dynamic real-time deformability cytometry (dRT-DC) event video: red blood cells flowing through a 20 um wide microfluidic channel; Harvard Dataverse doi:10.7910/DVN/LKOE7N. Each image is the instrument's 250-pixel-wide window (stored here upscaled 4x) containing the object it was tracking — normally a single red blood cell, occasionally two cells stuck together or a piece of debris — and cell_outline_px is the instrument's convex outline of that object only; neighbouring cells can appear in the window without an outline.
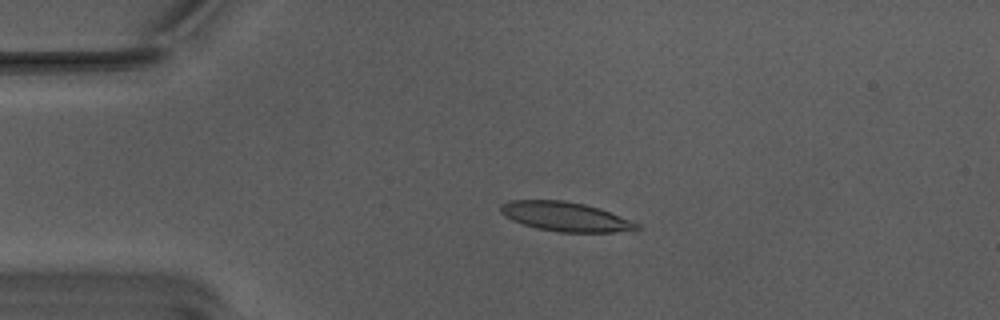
{"species": "Egyptian fruit bat (a non-hibernating species)", "species_latin": "Rousettus aegyptiacus", "temperature_condition": "warm", "stored_images_in_passage": 36, "camera_frame_rate_fps": 3000, "um_per_image_px": 0.085, "animal": {"sex": "male"}, "frame": {"image": 1, "passage_image": 1, "time_ms": 0.0, "image_size_px": [1000, 320], "cell_outline_px": [[640, 228], [636, 232], [560, 232], [536, 228], [512, 220], [504, 216], [500, 212], [500, 204], [508, 200], [564, 200], [584, 204], [600, 208], [640, 224]], "centroid_in_image_um": [48.09, 18.42], "position_along_channel_um": 36.9, "area_um2": 23.52}}
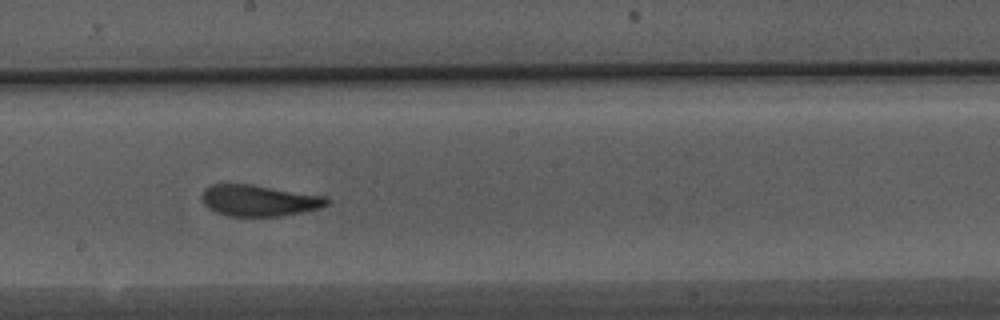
{"frame": {"image": 2, "passage_image": 19, "time_ms": 6.0, "image_size_px": [1000, 320], "cell_outline_px": [[328, 204], [320, 208], [280, 216], [228, 216], [216, 212], [208, 208], [204, 204], [204, 188], [212, 184], [252, 184], [324, 196], [328, 200]], "centroid_in_image_um": [22.01, 17.04], "position_along_channel_um": 226.2, "area_um2": 22.48}}
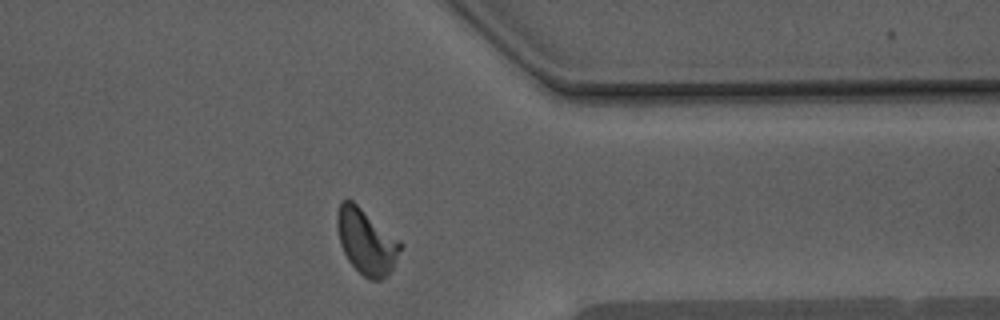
{"frame": {"image": 3, "passage_image": 32, "time_ms": 10.333, "image_size_px": [1000, 320], "cell_outline_px": [[404, 244], [388, 276], [380, 280], [368, 280], [348, 260], [340, 244], [336, 224], [336, 220], [340, 200], [352, 200], [400, 240]], "centroid_in_image_um": [31.15, 20.53], "position_along_channel_um": 380.3, "area_um2": 24.04}, "authors_computed_cell_mechanics": {"area_um2": 23.409, "velocity_mm_per_s": 3.771, "shape_relaxation_time_tau1_ms": 4.6293, "shape_relaxation_time_tau2_ms": 1.1685, "deformation_change_tau1": 0.1938, "deformation_change_tau2": 0.0899}}